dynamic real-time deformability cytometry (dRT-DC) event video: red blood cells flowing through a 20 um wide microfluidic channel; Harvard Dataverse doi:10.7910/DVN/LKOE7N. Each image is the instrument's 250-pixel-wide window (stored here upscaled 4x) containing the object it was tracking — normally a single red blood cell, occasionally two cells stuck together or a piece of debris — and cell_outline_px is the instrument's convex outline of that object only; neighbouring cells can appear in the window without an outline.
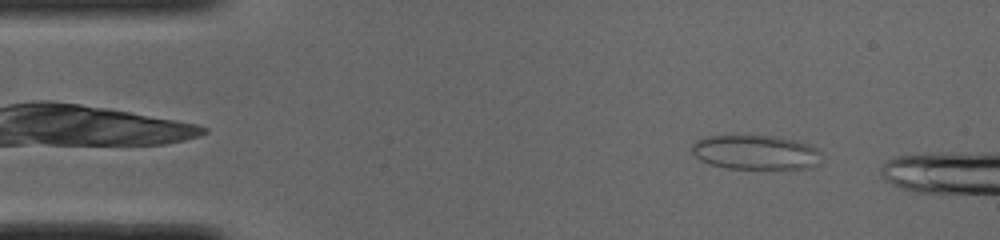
{"species": "common noctule bat (a hibernating species)", "species_latin": "Nyctalus noctula", "temperature_condition": "cold", "stored_images_in_passage": 6, "camera_frame_rate_fps": 3000, "um_per_image_px": 0.085, "animal": {"sex": "male", "body_mass_g": 19.0, "forearm_length_mm": 50.8}, "frame": {"image": 1, "passage_image": 2, "time_ms": 0.333, "image_size_px": [1000, 240], "cell_outline_px": [[820, 164], [812, 168], [728, 168], [712, 164], [700, 160], [692, 152], [692, 144], [696, 140], [704, 136], [772, 136], [796, 140], [812, 144], [820, 152]], "centroid_in_image_um": [64.26, 12.94], "position_along_channel_um": 20.7, "area_um2": 26.01}}